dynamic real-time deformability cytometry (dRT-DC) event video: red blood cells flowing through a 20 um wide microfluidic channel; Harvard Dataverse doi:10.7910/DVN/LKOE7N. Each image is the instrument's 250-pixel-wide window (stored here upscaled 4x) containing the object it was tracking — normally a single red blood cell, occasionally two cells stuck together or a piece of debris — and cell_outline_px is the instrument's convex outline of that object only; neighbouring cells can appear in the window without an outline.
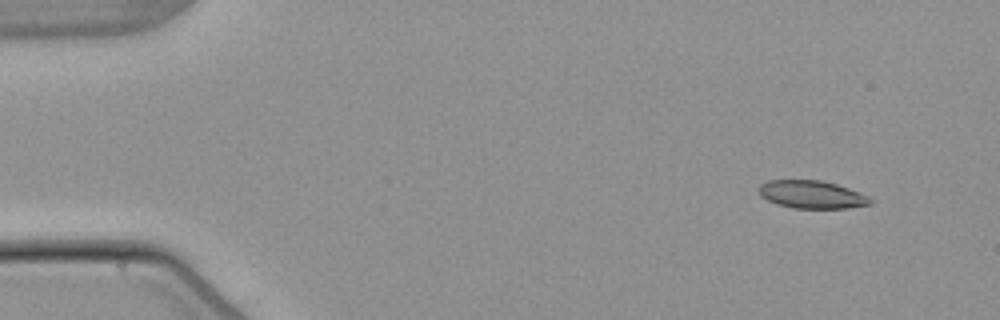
{"species": "common noctule bat (a hibernating species)", "species_latin": "Nyctalus noctula", "temperature_condition": "warm", "stored_images_in_passage": 3, "camera_frame_rate_fps": 3000, "um_per_image_px": 0.085, "animal": {"sex": "male", "body_mass_g": 21.5, "forearm_length_mm": 52.0}, "frame": {"image": 1, "passage_image": 1, "time_ms": 0.0, "image_size_px": [1000, 320], "cell_outline_px": [[872, 204], [848, 208], [792, 208], [776, 204], [760, 196], [756, 188], [760, 184], [768, 180], [820, 180], [836, 184], [848, 188], [868, 196], [872, 200]], "centroid_in_image_um": [68.95, 16.53], "position_along_channel_um": 16.0, "area_um2": 18.21}}
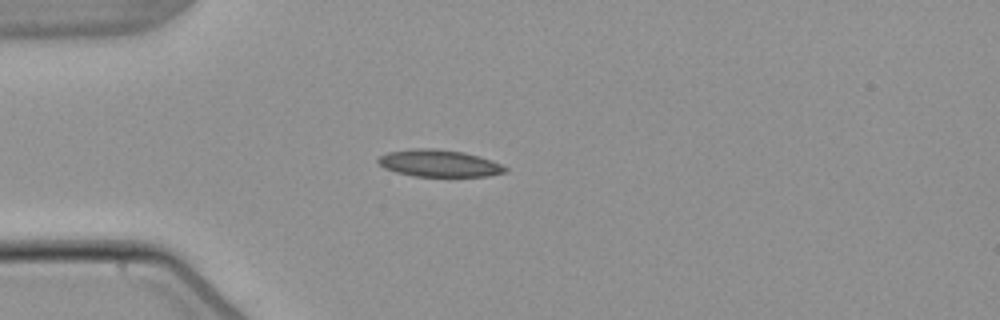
{"frame": {"image": 2, "passage_image": 3, "time_ms": 3.333, "image_size_px": [1000, 320], "cell_outline_px": [[508, 172], [488, 176], [412, 176], [396, 172], [384, 168], [376, 160], [380, 156], [388, 152], [412, 148], [432, 148], [464, 152], [492, 160], [508, 168]], "centroid_in_image_um": [37.32, 13.88], "position_along_channel_um": 47.7, "area_um2": 20.06}}